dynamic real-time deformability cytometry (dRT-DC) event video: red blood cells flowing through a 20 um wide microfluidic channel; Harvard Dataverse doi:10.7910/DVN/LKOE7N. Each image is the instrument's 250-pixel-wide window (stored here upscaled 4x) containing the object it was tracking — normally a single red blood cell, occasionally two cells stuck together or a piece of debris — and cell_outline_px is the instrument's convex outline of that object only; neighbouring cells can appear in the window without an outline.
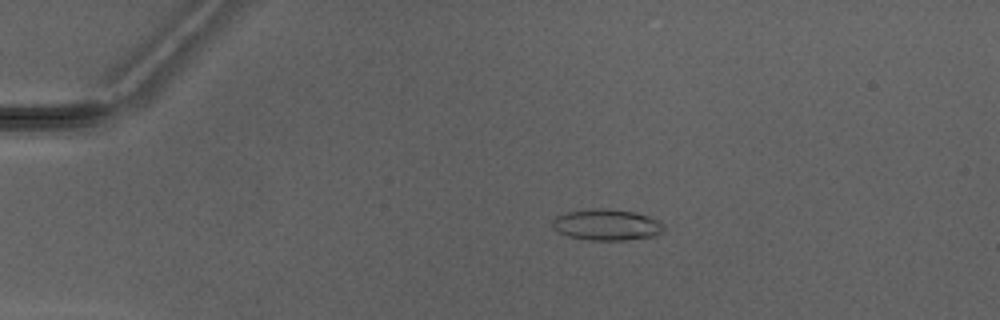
{"species": "Egyptian fruit bat (a non-hibernating species)", "species_latin": "Rousettus aegyptiacus", "temperature_condition": "warm", "stored_images_in_passage": 6, "camera_frame_rate_fps": 3000, "um_per_image_px": 0.085, "animal": {"sex": "male"}, "frame": {"image": 1, "passage_image": 4, "time_ms": 3.667, "image_size_px": [1000, 320], "cell_outline_px": [[664, 228], [656, 236], [624, 240], [588, 240], [568, 236], [552, 228], [552, 220], [556, 216], [568, 212], [588, 208], [600, 208], [636, 212], [648, 216], [664, 224]], "centroid_in_image_um": [51.55, 19.1], "position_along_channel_um": 33.5, "area_um2": 20.23}}